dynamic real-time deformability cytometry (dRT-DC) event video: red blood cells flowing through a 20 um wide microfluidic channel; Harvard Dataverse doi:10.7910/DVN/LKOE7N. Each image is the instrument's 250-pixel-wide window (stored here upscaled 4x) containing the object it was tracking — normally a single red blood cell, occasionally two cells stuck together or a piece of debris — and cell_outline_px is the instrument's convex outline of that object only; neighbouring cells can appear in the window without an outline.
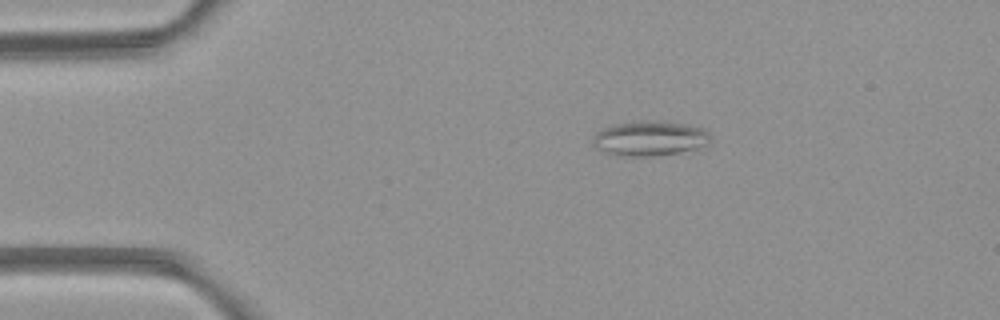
{"species": "common noctule bat (a hibernating species)", "species_latin": "Nyctalus noctula", "temperature_condition": "room temperature", "stored_images_in_passage": 6, "camera_frame_rate_fps": 3000, "um_per_image_px": 0.085, "animal": {"sex": "female", "body_mass_g": 21.9}, "frame": {"image": 1, "passage_image": 3, "time_ms": 2.333, "image_size_px": [1000, 320], "cell_outline_px": [[708, 144], [696, 148], [680, 152], [652, 156], [620, 156], [604, 152], [596, 148], [596, 132], [612, 124], [648, 120], [684, 124], [704, 128], [708, 132]], "centroid_in_image_um": [55.23, 11.76], "position_along_channel_um": 29.8, "area_um2": 23.47}}